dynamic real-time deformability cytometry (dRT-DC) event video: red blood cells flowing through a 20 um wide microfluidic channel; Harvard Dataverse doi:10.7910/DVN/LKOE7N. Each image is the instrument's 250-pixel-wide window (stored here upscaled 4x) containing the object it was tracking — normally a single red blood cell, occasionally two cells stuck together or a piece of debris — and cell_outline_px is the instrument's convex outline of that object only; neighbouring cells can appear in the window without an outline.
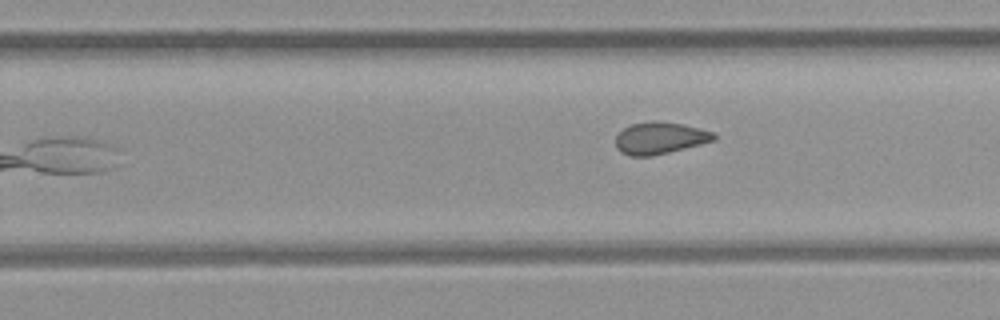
{"species": "common noctule bat (a hibernating species)", "species_latin": "Nyctalus noctula", "temperature_condition": "room temperature", "stored_images_in_passage": 9, "camera_frame_rate_fps": 3000, "um_per_image_px": 0.085, "animal": {"sex": "female", "body_mass_g": 21.9}, "frame": {"image": 1, "passage_image": 9, "time_ms": 9.0, "image_size_px": [1000, 320], "cell_outline_px": [[716, 140], [652, 156], [632, 156], [620, 152], [616, 148], [616, 136], [624, 128], [632, 124], [656, 120], [680, 124], [700, 128], [716, 132]], "centroid_in_image_um": [56.1, 11.73], "position_along_channel_um": 273.7, "area_um2": 18.21}}